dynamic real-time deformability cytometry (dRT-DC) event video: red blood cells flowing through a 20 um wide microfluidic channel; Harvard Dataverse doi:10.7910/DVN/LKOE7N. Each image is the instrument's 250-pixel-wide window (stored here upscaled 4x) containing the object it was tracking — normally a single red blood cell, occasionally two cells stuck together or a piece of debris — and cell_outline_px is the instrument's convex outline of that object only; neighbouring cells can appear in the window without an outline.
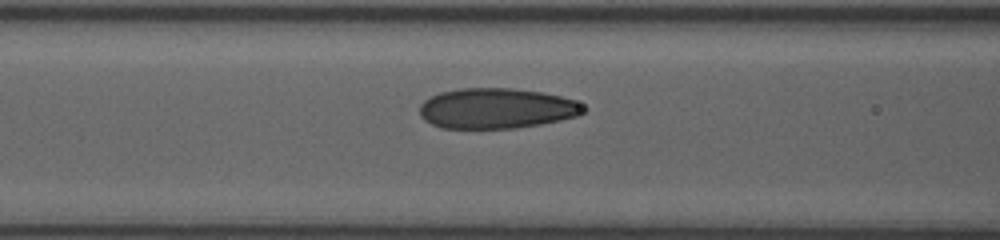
{"species": "human", "species_latin": "Homo sapiens", "temperature_condition": "room temperature", "stored_images_in_passage": 20, "camera_frame_rate_fps": 3000, "um_per_image_px": 0.085, "donor": {"sex": "female"}, "frame": {"image": 1, "passage_image": 18, "time_ms": 5.667, "image_size_px": [1000, 240], "cell_outline_px": [[588, 108], [584, 112], [576, 116], [560, 120], [540, 124], [516, 128], [444, 128], [432, 124], [424, 120], [420, 116], [420, 104], [424, 100], [440, 92], [460, 88], [512, 88], [544, 92], [560, 96], [572, 100]], "centroid_in_image_um": [42.19, 9.21], "position_along_channel_um": 124.4, "area_um2": 38.55}}